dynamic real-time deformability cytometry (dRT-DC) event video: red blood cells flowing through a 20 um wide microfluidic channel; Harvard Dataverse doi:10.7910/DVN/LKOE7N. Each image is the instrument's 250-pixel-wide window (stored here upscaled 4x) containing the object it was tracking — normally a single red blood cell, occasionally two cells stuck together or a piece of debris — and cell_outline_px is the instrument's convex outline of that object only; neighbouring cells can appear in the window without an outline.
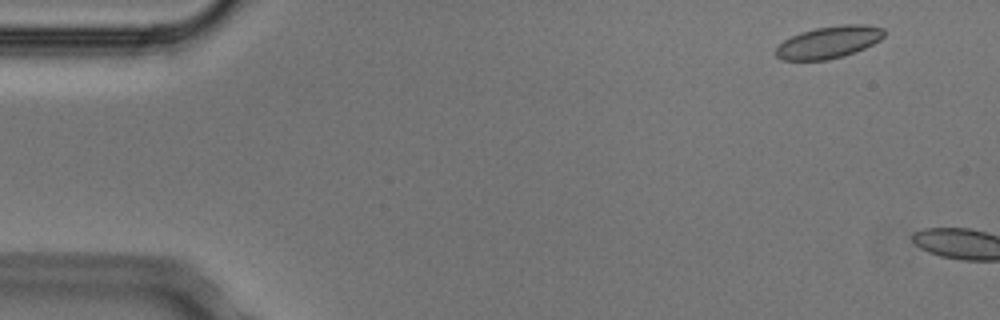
{"species": "Egyptian fruit bat (a non-hibernating species)", "species_latin": "Rousettus aegyptiacus", "temperature_condition": "cold", "stored_images_in_passage": 2, "camera_frame_rate_fps": 3000, "um_per_image_px": 0.085, "animal": {"sex": "male"}, "frame": {"image": 1, "passage_image": 1, "time_ms": 0.0, "image_size_px": [1000, 320], "cell_outline_px": [[884, 36], [880, 40], [856, 52], [844, 56], [828, 60], [780, 60], [772, 52], [784, 40], [800, 32], [816, 28], [840, 24], [864, 24], [884, 28]], "centroid_in_image_um": [70.43, 3.59], "position_along_channel_um": 14.6, "area_um2": 20.46}}